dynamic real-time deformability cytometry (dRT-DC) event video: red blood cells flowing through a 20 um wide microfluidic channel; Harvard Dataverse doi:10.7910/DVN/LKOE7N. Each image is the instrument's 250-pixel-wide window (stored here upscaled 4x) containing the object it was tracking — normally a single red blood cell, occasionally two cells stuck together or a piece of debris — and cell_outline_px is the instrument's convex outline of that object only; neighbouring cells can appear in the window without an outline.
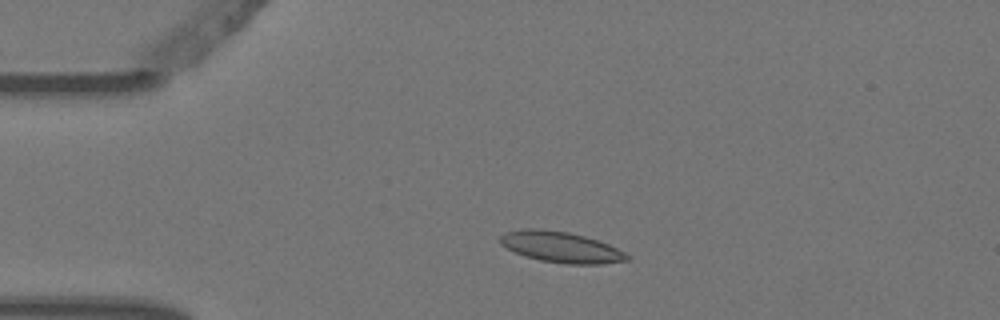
{"species": "Egyptian fruit bat (a non-hibernating species)", "species_latin": "Rousettus aegyptiacus", "temperature_condition": "warm", "stored_images_in_passage": 3, "camera_frame_rate_fps": 3000, "um_per_image_px": 0.085, "animal": {"sex": "female"}, "frame": {"image": 1, "passage_image": 2, "time_ms": 0.333, "image_size_px": [1000, 320], "cell_outline_px": [[632, 260], [600, 264], [564, 264], [540, 260], [524, 256], [500, 244], [500, 236], [504, 232], [524, 228], [536, 228], [568, 232], [584, 236], [608, 244], [632, 256]], "centroid_in_image_um": [47.7, 21.01], "position_along_channel_um": 37.3, "area_um2": 22.89}}